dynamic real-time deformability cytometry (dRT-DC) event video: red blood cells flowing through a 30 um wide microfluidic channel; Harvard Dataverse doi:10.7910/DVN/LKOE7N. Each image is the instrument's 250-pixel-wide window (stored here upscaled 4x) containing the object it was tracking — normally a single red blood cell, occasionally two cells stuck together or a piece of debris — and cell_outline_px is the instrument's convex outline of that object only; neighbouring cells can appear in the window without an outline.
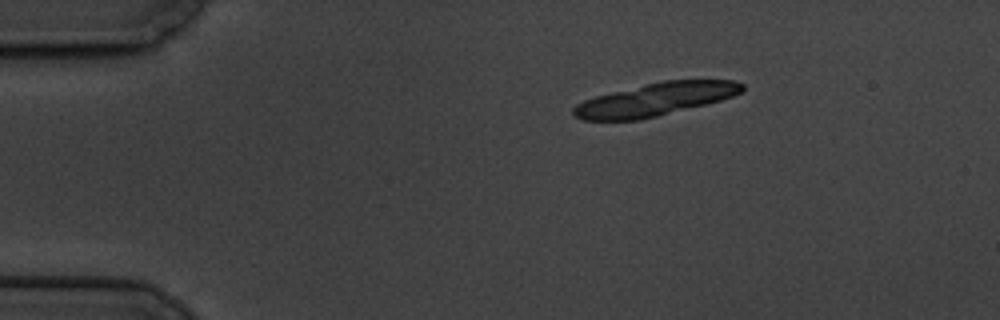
{"species": "common noctule bat (a hibernating species)", "species_latin": "Nyctalus noctula", "temperature_condition": "cold", "stored_images_in_passage": 9, "camera_frame_rate_fps": 3000, "um_per_image_px": 0.085, "animal": {"sex": "male", "body_mass_g": 19.5, "forearm_length_mm": 54.6}, "frame": {"image": 1, "passage_image": 1, "time_ms": 0.0, "image_size_px": [1000, 320], "cell_outline_px": [[744, 88], [740, 92], [732, 96], [720, 100], [640, 120], [584, 120], [572, 116], [572, 108], [576, 104], [584, 100], [596, 96], [644, 84], [664, 80], [736, 80], [744, 84]], "centroid_in_image_um": [55.66, 8.44], "position_along_channel_um": 29.3, "area_um2": 32.02}}
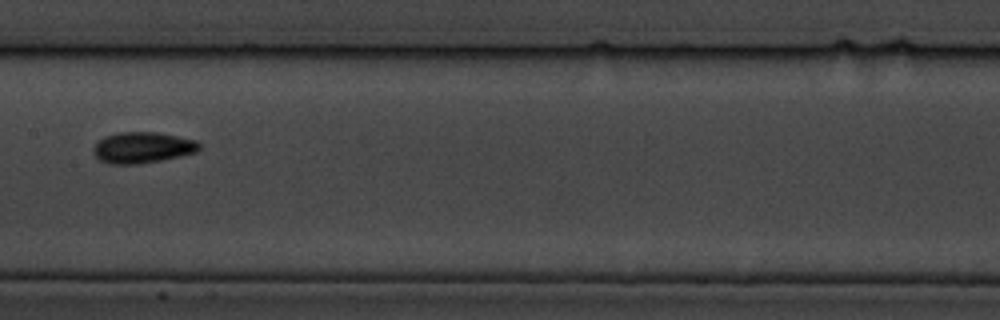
{"frame": {"image": 2, "passage_image": 7, "time_ms": 7.0, "image_size_px": [1000, 320], "cell_outline_px": [[200, 148], [196, 152], [180, 156], [140, 164], [108, 164], [100, 160], [92, 152], [92, 148], [104, 136], [120, 132], [156, 132], [196, 140], [200, 144]], "centroid_in_image_um": [12.09, 12.55], "position_along_channel_um": 195.3, "area_um2": 19.13}}
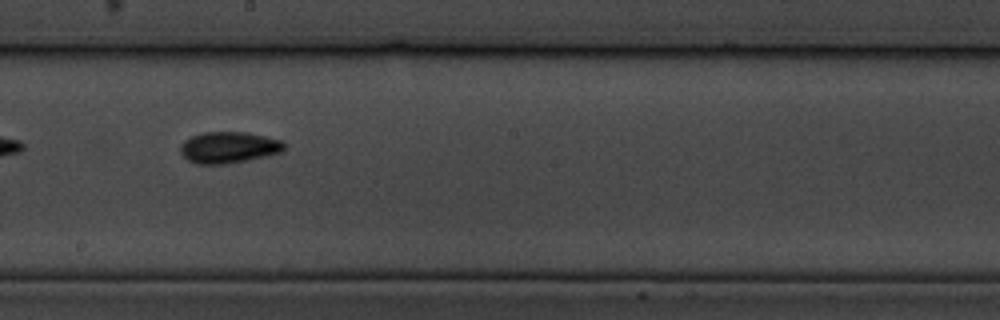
{"frame": {"image": 3, "passage_image": 8, "time_ms": 8.0, "image_size_px": [1000, 320], "cell_outline_px": [[288, 144], [284, 152], [248, 160], [228, 164], [196, 164], [188, 160], [180, 152], [180, 144], [184, 140], [192, 136], [204, 132], [248, 132], [280, 140]], "centroid_in_image_um": [19.47, 12.53], "position_along_channel_um": 228.7, "area_um2": 19.25}}